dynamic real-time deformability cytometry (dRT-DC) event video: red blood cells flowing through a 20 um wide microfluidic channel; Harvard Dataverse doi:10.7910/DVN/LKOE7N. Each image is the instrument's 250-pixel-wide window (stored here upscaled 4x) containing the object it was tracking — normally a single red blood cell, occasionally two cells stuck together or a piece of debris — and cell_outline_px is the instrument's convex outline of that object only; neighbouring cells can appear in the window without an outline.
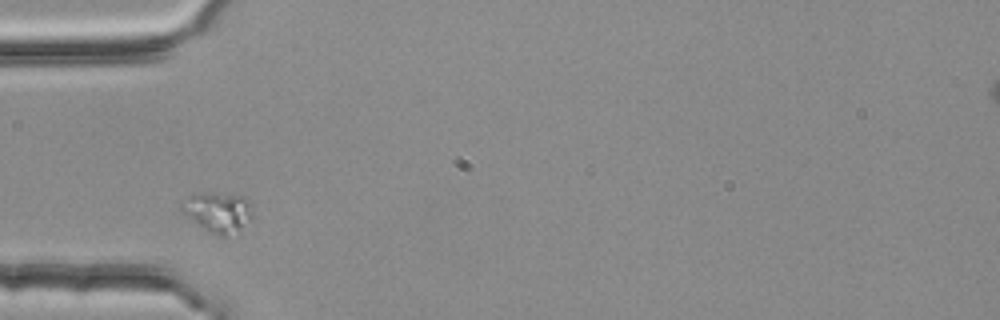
{"species": "common noctule bat (a hibernating species)", "species_latin": "Nyctalus noctula", "temperature_condition": "room temperature", "stored_images_in_passage": 1, "camera_frame_rate_fps": 3000, "um_per_image_px": 0.085, "animal": {"sex": "female", "body_mass_g": 25.1}, "frame": {"image": 1, "passage_image": 1, "time_ms": 0.0, "image_size_px": [1000, 320], "cell_outline_px": [[252, 216], [236, 228], [224, 236], [220, 236], [208, 232], [192, 220], [180, 208], [180, 204], [188, 196], [196, 192], [212, 192], [244, 196], [248, 200], [252, 212]], "centroid_in_image_um": [18.45, 17.96], "position_along_channel_um": 66.5, "area_um2": 16.07}}